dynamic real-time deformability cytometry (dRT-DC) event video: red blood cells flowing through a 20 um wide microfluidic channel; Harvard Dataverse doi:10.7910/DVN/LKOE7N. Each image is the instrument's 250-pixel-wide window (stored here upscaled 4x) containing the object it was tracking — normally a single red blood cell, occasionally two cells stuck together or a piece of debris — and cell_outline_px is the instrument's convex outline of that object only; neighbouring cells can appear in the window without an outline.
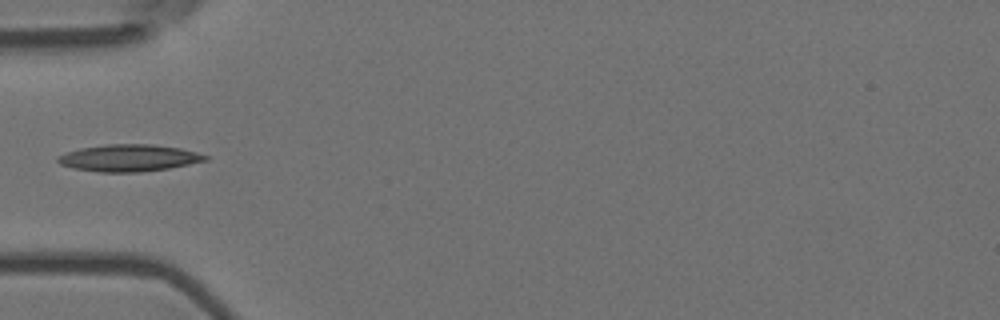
{"species": "Egyptian fruit bat (a non-hibernating species)", "species_latin": "Rousettus aegyptiacus", "temperature_condition": "room temperature", "stored_images_in_passage": 7, "camera_frame_rate_fps": 3000, "um_per_image_px": 0.085, "animal": {"sex": "female"}, "frame": {"image": 1, "passage_image": 5, "time_ms": 1.333, "image_size_px": [1000, 320], "cell_outline_px": [[208, 160], [168, 168], [140, 172], [100, 172], [72, 168], [60, 164], [56, 160], [56, 156], [80, 148], [104, 144], [152, 144], [180, 148], [196, 152], [208, 156]], "centroid_in_image_um": [10.92, 13.42], "position_along_channel_um": 74.1, "area_um2": 23.12}}
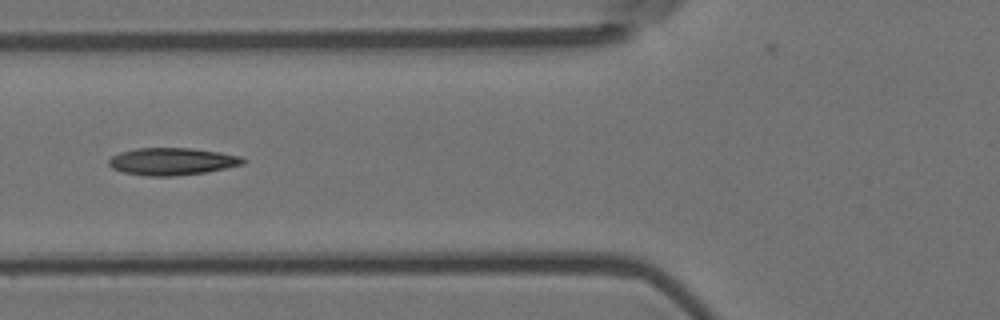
{"frame": {"image": 2, "passage_image": 6, "time_ms": 1.667, "image_size_px": [1000, 320], "cell_outline_px": [[248, 160], [244, 164], [204, 172], [172, 176], [148, 176], [124, 172], [112, 168], [108, 164], [108, 160], [112, 156], [120, 152], [136, 148], [192, 148], [220, 152], [240, 156]], "centroid_in_image_um": [14.63, 13.71], "position_along_channel_um": 111.2, "area_um2": 21.27}}
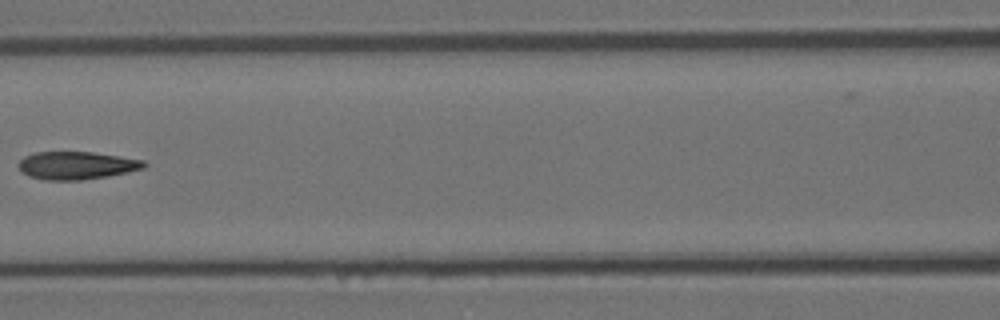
{"frame": {"image": 3, "passage_image": 7, "time_ms": 2.0, "image_size_px": [1000, 320], "cell_outline_px": [[148, 164], [144, 168], [128, 172], [108, 176], [80, 180], [44, 180], [28, 176], [16, 164], [24, 156], [36, 152], [92, 152], [120, 156], [144, 160]], "centroid_in_image_um": [6.52, 14.06], "position_along_channel_um": 160.1, "area_um2": 20.4}}